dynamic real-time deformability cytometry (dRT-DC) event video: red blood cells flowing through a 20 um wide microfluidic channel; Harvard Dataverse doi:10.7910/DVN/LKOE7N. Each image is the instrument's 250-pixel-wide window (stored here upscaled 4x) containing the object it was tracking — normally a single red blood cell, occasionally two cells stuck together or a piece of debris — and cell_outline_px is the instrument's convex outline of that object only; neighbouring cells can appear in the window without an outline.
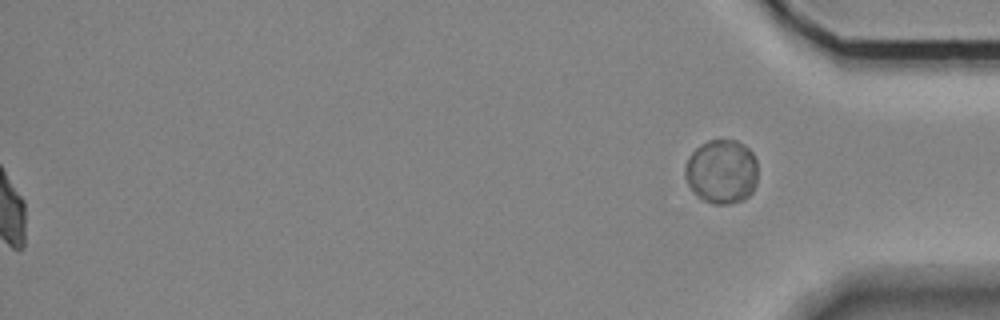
{"species": "Egyptian fruit bat (a non-hibernating species)", "species_latin": "Rousettus aegyptiacus", "temperature_condition": "room temperature", "stored_images_in_passage": 40, "segment_of_instrument_passage": [2, 2], "camera_frame_rate_fps": 3000, "um_per_image_px": 0.085, "animal": {"sex": "female"}, "frame": {"image": 1, "passage_image": 40, "time_ms": 13.0, "image_size_px": [1000, 320], "cell_outline_px": [[756, 184], [752, 192], [744, 200], [728, 204], [712, 204], [696, 196], [688, 184], [684, 176], [684, 168], [688, 156], [700, 144], [708, 140], [736, 140], [744, 144], [752, 152], [756, 160]], "centroid_in_image_um": [61.32, 14.59], "position_along_channel_um": 373.9, "area_um2": 27.51}}